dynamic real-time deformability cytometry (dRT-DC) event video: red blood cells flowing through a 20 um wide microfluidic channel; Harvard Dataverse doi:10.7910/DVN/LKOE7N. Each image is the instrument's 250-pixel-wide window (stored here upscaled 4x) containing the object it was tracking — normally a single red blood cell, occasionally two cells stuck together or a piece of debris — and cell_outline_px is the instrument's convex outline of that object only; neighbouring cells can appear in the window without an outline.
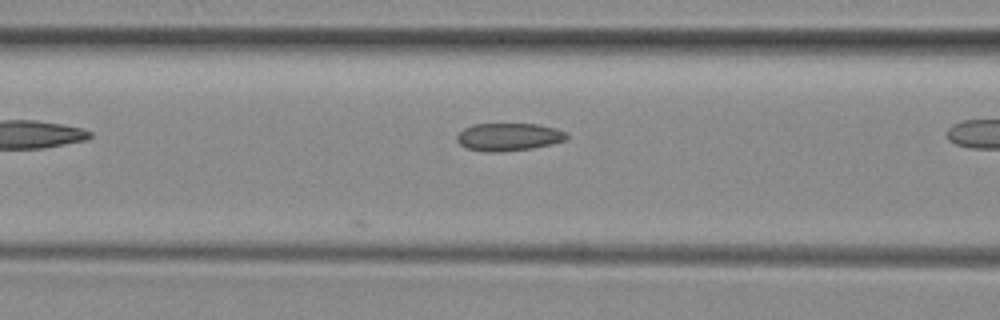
{"species": "common noctule bat (a hibernating species)", "species_latin": "Nyctalus noctula", "temperature_condition": "room temperature", "stored_images_in_passage": 10, "camera_frame_rate_fps": 3000, "um_per_image_px": 0.085, "animal": {"sex": "female", "body_mass_g": 29.2, "forearm_length_mm": 56.3}, "frame": {"image": 1, "passage_image": 10, "time_ms": 3.0, "image_size_px": [1000, 320], "cell_outline_px": [[568, 140], [532, 148], [500, 152], [484, 152], [468, 148], [460, 144], [456, 140], [456, 136], [464, 128], [472, 124], [536, 124], [556, 128], [564, 132], [568, 136]], "centroid_in_image_um": [43.22, 11.64], "position_along_channel_um": 123.4, "area_um2": 17.74}}